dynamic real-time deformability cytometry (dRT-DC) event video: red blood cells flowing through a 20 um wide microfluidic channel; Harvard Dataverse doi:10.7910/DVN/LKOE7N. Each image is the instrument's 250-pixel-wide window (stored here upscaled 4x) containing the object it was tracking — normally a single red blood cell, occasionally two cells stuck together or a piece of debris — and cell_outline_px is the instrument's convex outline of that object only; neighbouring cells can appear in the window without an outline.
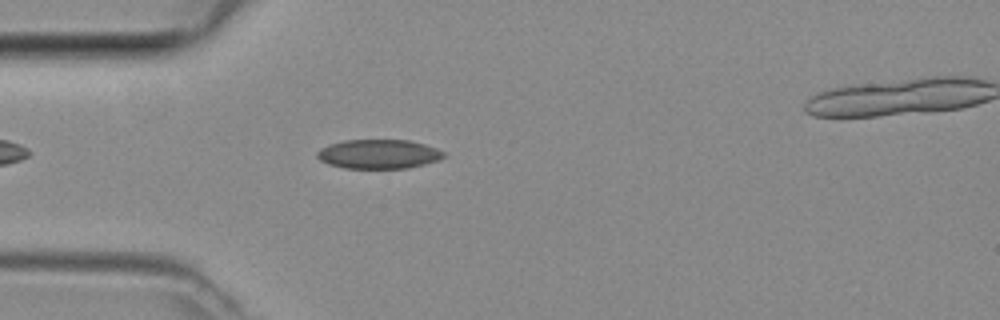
{"species": "common noctule bat (a hibernating species)", "species_latin": "Nyctalus noctula", "temperature_condition": "room temperature", "stored_images_in_passage": 3, "camera_frame_rate_fps": 3000, "um_per_image_px": 0.085, "animal": {"sex": "female", "body_mass_g": 29.2, "forearm_length_mm": 56.3}, "frame": {"image": 1, "passage_image": 2, "time_ms": 0.333, "image_size_px": [1000, 320], "cell_outline_px": [[444, 156], [436, 160], [424, 164], [408, 168], [344, 168], [328, 164], [320, 160], [316, 156], [316, 152], [320, 148], [328, 144], [344, 140], [408, 140], [424, 144], [436, 148], [444, 152]], "centroid_in_image_um": [32.13, 13.09], "position_along_channel_um": 52.9, "area_um2": 21.5}}